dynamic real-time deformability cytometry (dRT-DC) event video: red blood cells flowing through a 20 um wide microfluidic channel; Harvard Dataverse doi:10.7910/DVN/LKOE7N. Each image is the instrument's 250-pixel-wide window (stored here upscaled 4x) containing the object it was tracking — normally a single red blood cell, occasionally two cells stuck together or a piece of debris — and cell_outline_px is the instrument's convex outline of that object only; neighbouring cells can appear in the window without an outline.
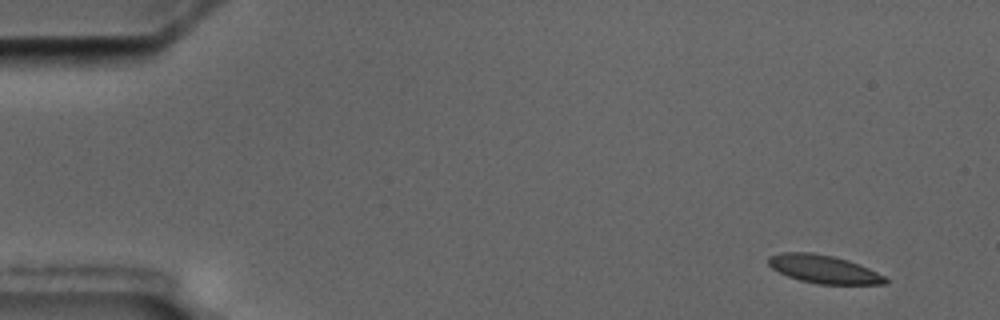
{"species": "common noctule bat (a hibernating species)", "species_latin": "Nyctalus noctula", "temperature_condition": "cold", "stored_images_in_passage": 6, "camera_frame_rate_fps": 3000, "um_per_image_px": 0.085, "animal": {"sex": "male", "body_mass_g": 17.5, "forearm_length_mm": 52.3}, "frame": {"image": 1, "passage_image": 1, "time_ms": 0.0, "image_size_px": [1000, 320], "cell_outline_px": [[888, 280], [884, 284], [816, 284], [800, 280], [788, 276], [772, 268], [768, 264], [768, 256], [780, 252], [812, 252], [832, 256], [848, 260], [860, 264], [884, 276]], "centroid_in_image_um": [69.99, 22.87], "position_along_channel_um": 15.0, "area_um2": 19.13}}
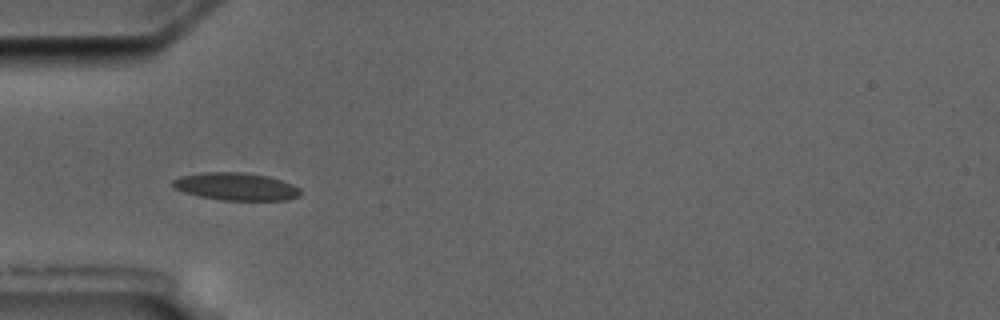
{"frame": {"image": 2, "passage_image": 5, "time_ms": 4.667, "image_size_px": [1000, 320], "cell_outline_px": [[300, 196], [288, 200], [220, 200], [200, 196], [184, 192], [176, 188], [172, 184], [172, 180], [180, 176], [200, 172], [240, 172], [268, 176], [292, 184], [300, 188]], "centroid_in_image_um": [20.06, 15.85], "position_along_channel_um": 64.9, "area_um2": 20.52}}